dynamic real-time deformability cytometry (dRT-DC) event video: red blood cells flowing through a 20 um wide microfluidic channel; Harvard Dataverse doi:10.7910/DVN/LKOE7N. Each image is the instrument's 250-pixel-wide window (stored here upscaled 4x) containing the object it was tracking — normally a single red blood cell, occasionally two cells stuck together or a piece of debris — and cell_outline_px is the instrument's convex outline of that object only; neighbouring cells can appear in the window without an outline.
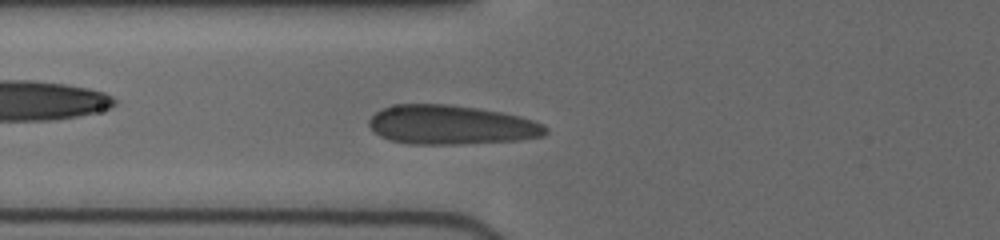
{"species": "human", "species_latin": "Homo sapiens", "temperature_condition": "cold", "stored_images_in_passage": 17, "camera_frame_rate_fps": 3000, "um_per_image_px": 0.085, "donor": {"sex": "female"}, "frame": {"image": 1, "passage_image": 4, "time_ms": 3.333, "image_size_px": [1000, 240], "cell_outline_px": [[548, 132], [544, 136], [520, 140], [460, 144], [408, 144], [392, 140], [380, 136], [368, 124], [368, 120], [380, 108], [396, 104], [448, 104], [504, 112], [520, 116], [532, 120], [548, 128]], "centroid_in_image_um": [38.35, 10.61], "position_along_channel_um": 87.4, "area_um2": 40.46}}
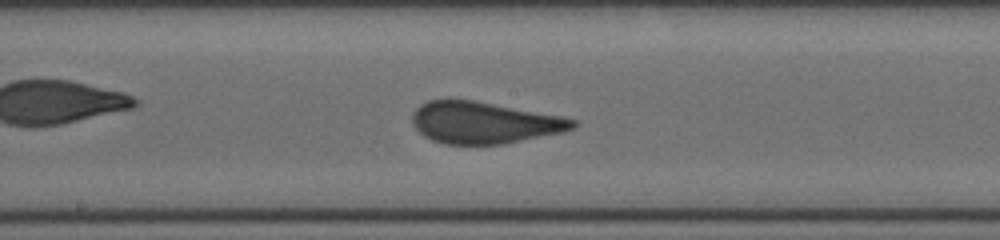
{"frame": {"image": 2, "passage_image": 11, "time_ms": 6.333, "image_size_px": [1000, 240], "cell_outline_px": [[576, 124], [572, 128], [564, 132], [504, 144], [444, 144], [432, 140], [424, 136], [412, 124], [412, 116], [416, 108], [420, 104], [428, 100], [472, 100], [560, 116], [576, 120]], "centroid_in_image_um": [41.12, 10.43], "position_along_channel_um": 207.1, "area_um2": 38.67}}
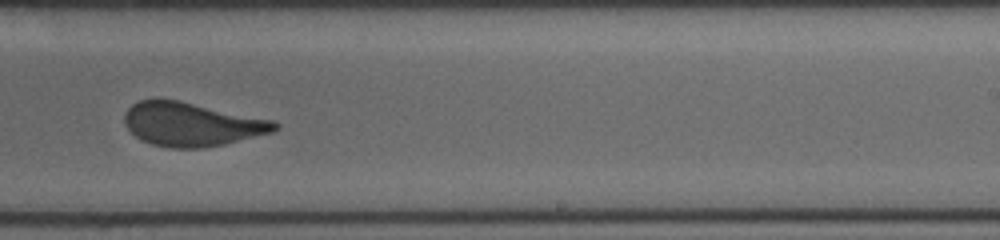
{"frame": {"image": 3, "passage_image": 15, "time_ms": 8.0, "image_size_px": [1000, 240], "cell_outline_px": [[280, 128], [272, 132], [224, 144], [204, 148], [168, 148], [152, 144], [140, 140], [128, 128], [124, 120], [124, 116], [128, 108], [132, 104], [140, 100], [180, 100], [276, 120], [280, 124]], "centroid_in_image_um": [16.34, 10.56], "position_along_channel_um": 272.7, "area_um2": 38.44}}